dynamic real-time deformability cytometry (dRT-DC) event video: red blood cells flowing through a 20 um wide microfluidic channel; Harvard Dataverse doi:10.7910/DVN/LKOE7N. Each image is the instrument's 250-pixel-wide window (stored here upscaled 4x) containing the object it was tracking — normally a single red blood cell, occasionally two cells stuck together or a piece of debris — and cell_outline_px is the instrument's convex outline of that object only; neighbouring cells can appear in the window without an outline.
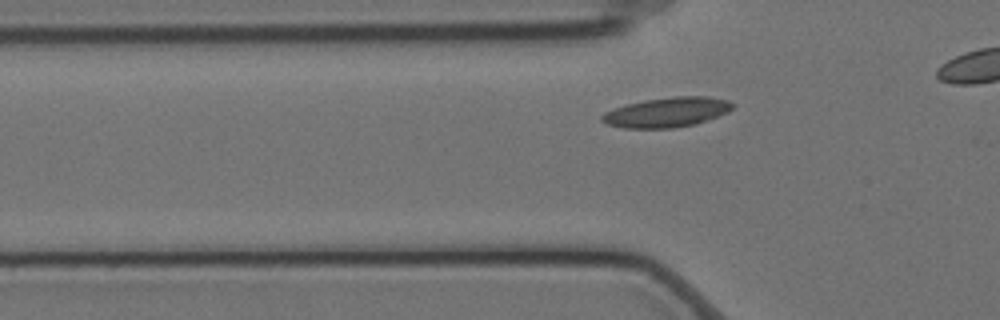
{"species": "Egyptian fruit bat (a non-hibernating species)", "species_latin": "Rousettus aegyptiacus", "temperature_condition": "cold", "stored_images_in_passage": 33, "camera_frame_rate_fps": 3000, "um_per_image_px": 0.085, "animal": {"sex": "female"}, "frame": {"image": 1, "passage_image": 5, "time_ms": 1.333, "image_size_px": [1000, 320], "cell_outline_px": [[736, 104], [728, 112], [696, 124], [672, 128], [624, 128], [608, 124], [600, 120], [600, 116], [604, 112], [628, 104], [644, 100], [672, 96], [708, 96], [728, 100]], "centroid_in_image_um": [56.71, 9.53], "position_along_channel_um": 69.1, "area_um2": 22.72}}
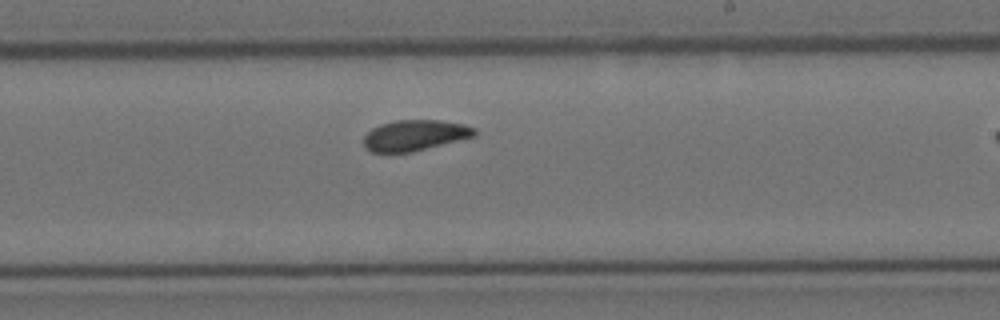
{"frame": {"image": 2, "passage_image": 21, "time_ms": 6.667, "image_size_px": [1000, 320], "cell_outline_px": [[476, 136], [412, 152], [372, 152], [364, 148], [364, 136], [372, 128], [380, 124], [396, 120], [440, 120], [464, 124], [476, 128]], "centroid_in_image_um": [35.27, 11.5], "position_along_channel_um": 253.7, "area_um2": 19.94}}
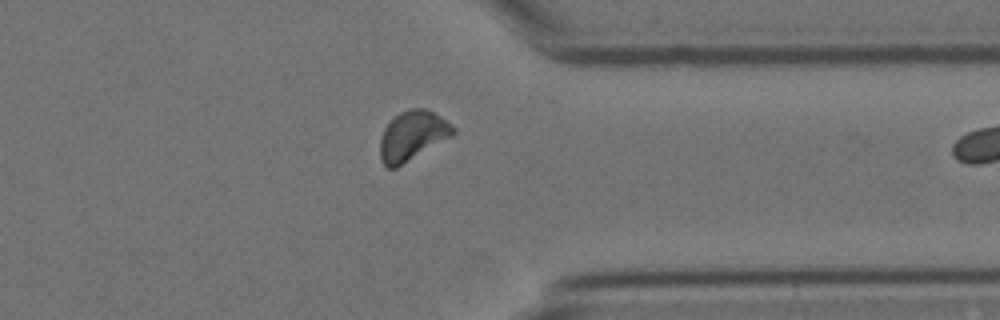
{"frame": {"image": 3, "passage_image": 32, "time_ms": 10.333, "image_size_px": [1000, 320], "cell_outline_px": [[456, 132], [452, 136], [396, 168], [388, 168], [380, 160], [380, 140], [384, 128], [400, 112], [408, 108], [424, 108], [440, 116], [452, 124], [456, 128]], "centroid_in_image_um": [35.06, 11.54], "position_along_channel_um": 376.3, "area_um2": 20.98}}